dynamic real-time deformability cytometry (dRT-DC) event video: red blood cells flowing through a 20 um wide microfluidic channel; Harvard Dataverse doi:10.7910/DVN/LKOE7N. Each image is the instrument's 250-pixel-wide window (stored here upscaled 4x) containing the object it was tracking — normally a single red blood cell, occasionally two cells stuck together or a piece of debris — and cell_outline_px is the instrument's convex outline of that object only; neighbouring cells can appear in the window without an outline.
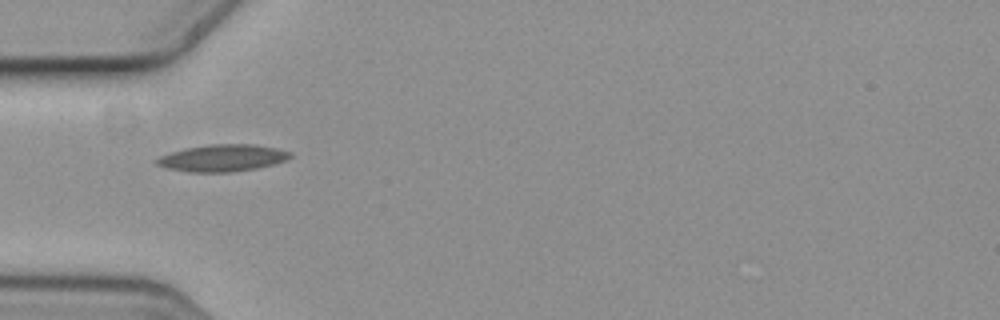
{"species": "common noctule bat (a hibernating species)", "species_latin": "Nyctalus noctula", "temperature_condition": "cold", "stored_images_in_passage": 6, "camera_frame_rate_fps": 3000, "um_per_image_px": 0.085, "animal": {"sex": "female", "body_mass_g": 19.3, "forearm_length_mm": 54.1}, "frame": {"image": 1, "passage_image": 1, "time_ms": 0.0, "image_size_px": [1000, 320], "cell_outline_px": [[292, 156], [288, 160], [256, 168], [228, 172], [188, 172], [164, 168], [156, 164], [156, 160], [160, 156], [184, 148], [208, 144], [256, 144], [276, 148], [292, 152]], "centroid_in_image_um": [18.91, 13.42], "position_along_channel_um": 66.1, "area_um2": 21.04}}
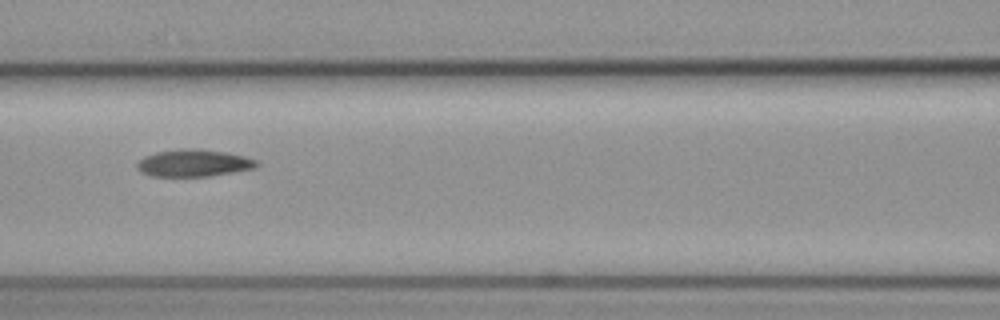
{"frame": {"image": 2, "passage_image": 3, "time_ms": 0.667, "image_size_px": [1000, 320], "cell_outline_px": [[260, 164], [256, 168], [208, 176], [152, 176], [140, 172], [136, 168], [136, 164], [144, 156], [156, 152], [180, 148], [200, 148], [228, 152], [244, 156], [256, 160]], "centroid_in_image_um": [16.46, 13.84], "position_along_channel_um": 150.1, "area_um2": 19.13}}
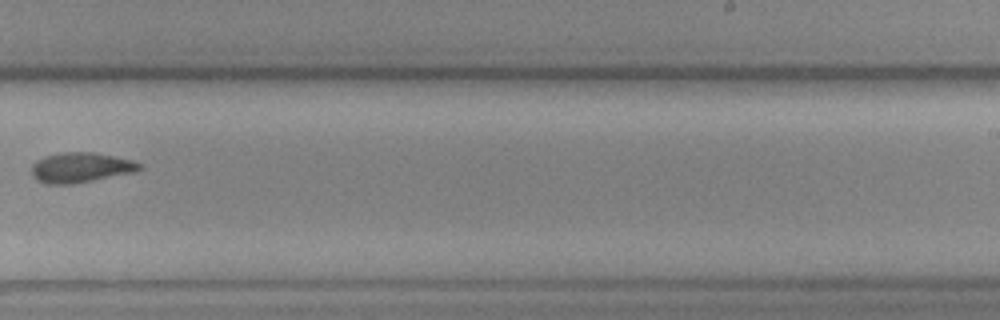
{"frame": {"image": 3, "passage_image": 6, "time_ms": 1.667, "image_size_px": [1000, 320], "cell_outline_px": [[144, 168], [136, 172], [72, 184], [48, 184], [36, 180], [32, 176], [32, 164], [36, 160], [44, 156], [64, 152], [92, 152], [132, 160], [140, 164]], "centroid_in_image_um": [6.85, 14.24], "position_along_channel_um": 282.2, "area_um2": 18.9}}